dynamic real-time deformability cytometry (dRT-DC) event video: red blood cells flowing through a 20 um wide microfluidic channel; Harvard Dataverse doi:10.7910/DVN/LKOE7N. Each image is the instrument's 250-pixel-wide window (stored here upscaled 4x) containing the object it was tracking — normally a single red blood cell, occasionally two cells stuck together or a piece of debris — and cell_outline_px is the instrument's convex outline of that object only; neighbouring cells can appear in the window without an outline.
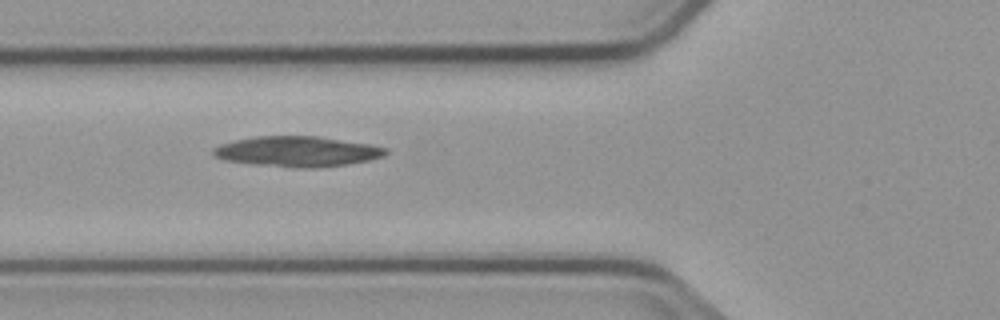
{"species": "common noctule bat (a hibernating species)", "species_latin": "Nyctalus noctula", "temperature_condition": "cold", "stored_images_in_passage": 8, "camera_frame_rate_fps": 3000, "um_per_image_px": 0.085, "animal": {"sex": "male", "body_mass_g": 23.1, "forearm_length_mm": 52.7}, "frame": {"image": 1, "passage_image": 5, "time_ms": 4.667, "image_size_px": [1000, 320], "cell_outline_px": [[388, 152], [384, 156], [368, 160], [348, 164], [312, 168], [292, 168], [252, 164], [228, 160], [216, 156], [212, 152], [212, 148], [220, 144], [236, 140], [256, 136], [316, 136], [368, 144], [388, 148]], "centroid_in_image_um": [25.27, 12.88], "position_along_channel_um": 100.5, "area_um2": 30.35}}
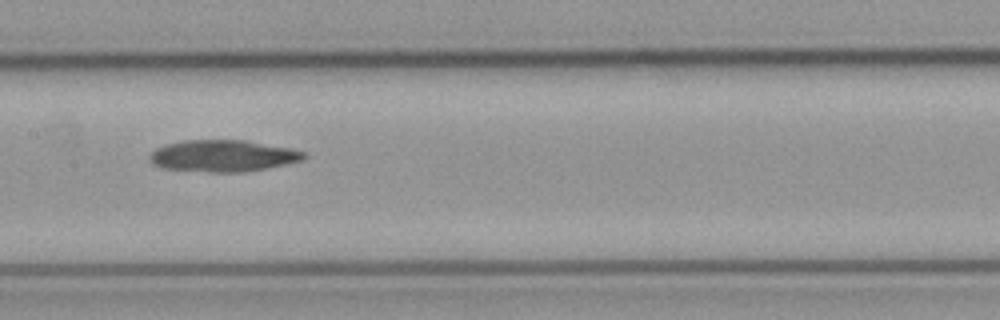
{"frame": {"image": 2, "passage_image": 7, "time_ms": 7.0, "image_size_px": [1000, 320], "cell_outline_px": [[308, 156], [300, 160], [284, 164], [244, 172], [208, 172], [160, 168], [152, 164], [148, 160], [148, 156], [156, 148], [164, 144], [184, 140], [244, 140], [292, 148], [304, 152]], "centroid_in_image_um": [18.88, 13.24], "position_along_channel_um": 188.5, "area_um2": 28.55}}
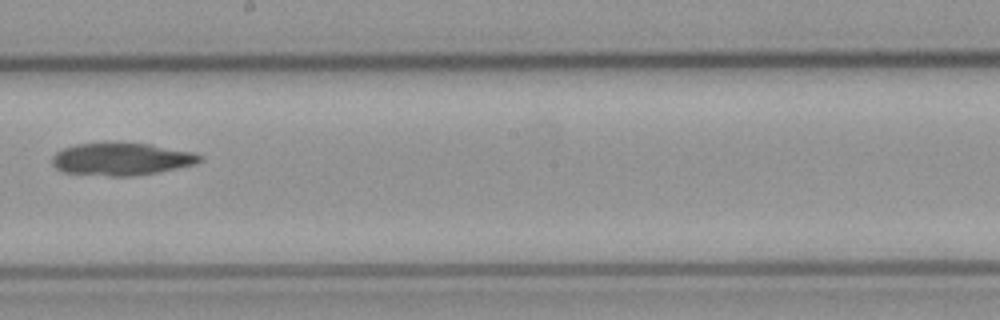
{"frame": {"image": 3, "passage_image": 8, "time_ms": 8.333, "image_size_px": [1000, 320], "cell_outline_px": [[204, 160], [192, 164], [156, 172], [132, 176], [108, 176], [64, 172], [56, 168], [52, 164], [52, 156], [56, 152], [64, 148], [76, 144], [104, 140], [116, 140], [148, 144], [192, 152], [204, 156]], "centroid_in_image_um": [10.26, 13.48], "position_along_channel_um": 237.9, "area_um2": 28.5}}